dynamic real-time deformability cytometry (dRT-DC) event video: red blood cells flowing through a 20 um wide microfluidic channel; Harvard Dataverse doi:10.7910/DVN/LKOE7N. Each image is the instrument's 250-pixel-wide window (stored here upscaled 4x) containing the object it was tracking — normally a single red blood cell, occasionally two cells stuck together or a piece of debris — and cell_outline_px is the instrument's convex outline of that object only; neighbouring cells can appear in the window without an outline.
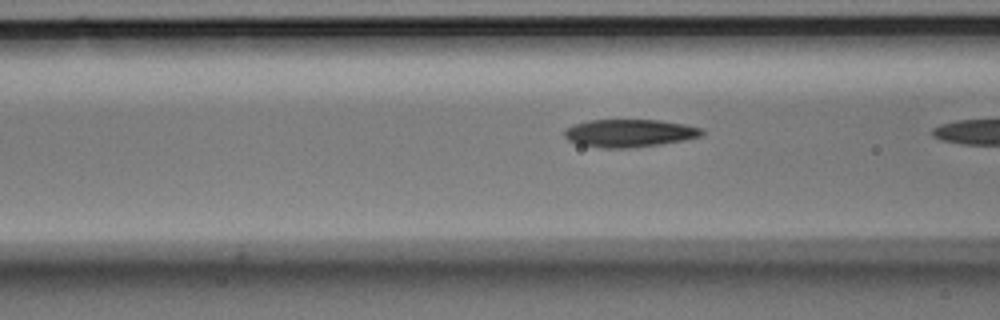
{"species": "Egyptian fruit bat (a non-hibernating species)", "species_latin": "Rousettus aegyptiacus", "temperature_condition": "room temperature", "stored_images_in_passage": 6, "camera_frame_rate_fps": 3000, "um_per_image_px": 0.085, "animal": {"sex": "male"}, "frame": {"image": 1, "passage_image": 5, "time_ms": 1.333, "image_size_px": [1000, 320], "cell_outline_px": [[704, 132], [700, 136], [684, 140], [660, 144], [628, 148], [600, 148], [580, 144], [568, 140], [564, 136], [564, 132], [572, 124], [588, 120], [660, 120], [684, 124], [700, 128]], "centroid_in_image_um": [53.47, 11.31], "position_along_channel_um": 113.1, "area_um2": 22.14}}